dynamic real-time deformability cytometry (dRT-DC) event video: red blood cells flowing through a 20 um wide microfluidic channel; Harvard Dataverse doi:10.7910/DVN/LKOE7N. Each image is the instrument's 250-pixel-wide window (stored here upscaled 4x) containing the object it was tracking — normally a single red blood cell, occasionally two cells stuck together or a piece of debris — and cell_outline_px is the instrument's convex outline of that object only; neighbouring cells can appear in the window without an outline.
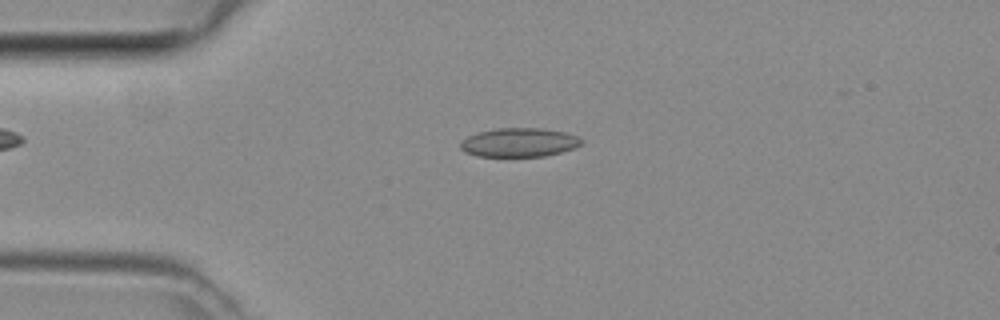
{"species": "common noctule bat (a hibernating species)", "species_latin": "Nyctalus noctula", "temperature_condition": "room temperature", "stored_images_in_passage": 42, "camera_frame_rate_fps": 3000, "um_per_image_px": 0.085, "animal": {"sex": "female", "body_mass_g": 29.2, "forearm_length_mm": 56.3}, "frame": {"image": 1, "passage_image": 10, "time_ms": 3.0, "image_size_px": [1000, 320], "cell_outline_px": [[584, 140], [580, 144], [572, 148], [560, 152], [544, 156], [476, 156], [464, 152], [460, 148], [460, 140], [468, 136], [480, 132], [496, 128], [544, 128], [564, 132], [576, 136]], "centroid_in_image_um": [44.08, 12.1], "position_along_channel_um": 40.9, "area_um2": 20.29}}
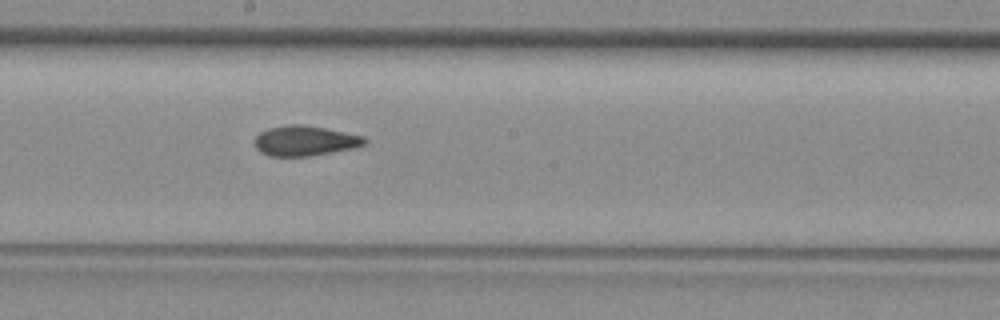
{"frame": {"image": 2, "passage_image": 24, "time_ms": 7.667, "image_size_px": [1000, 320], "cell_outline_px": [[368, 140], [364, 144], [352, 148], [332, 152], [308, 156], [268, 156], [260, 152], [256, 148], [256, 136], [260, 132], [268, 128], [288, 124], [300, 124], [324, 128], [364, 136]], "centroid_in_image_um": [25.9, 11.96], "position_along_channel_um": 222.3, "area_um2": 19.13}}
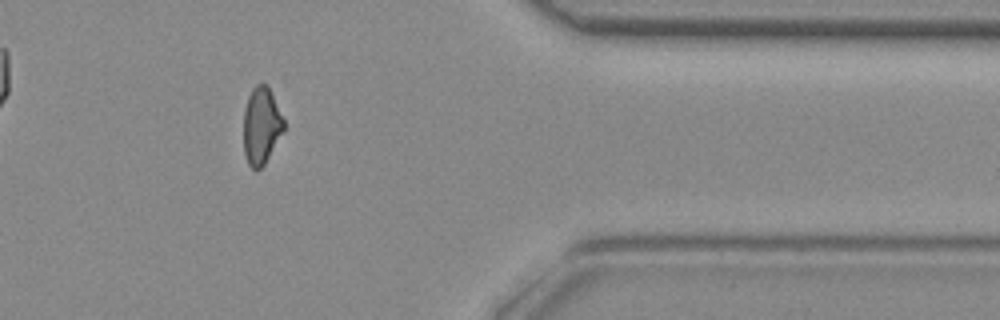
{"frame": {"image": 3, "passage_image": 37, "time_ms": 12.0, "image_size_px": [1000, 320], "cell_outline_px": [[284, 128], [264, 164], [256, 172], [248, 164], [244, 152], [244, 108], [248, 96], [252, 88], [256, 84], [268, 84], [284, 120]], "centroid_in_image_um": [22.19, 10.66], "position_along_channel_um": 389.2, "area_um2": 17.92}}